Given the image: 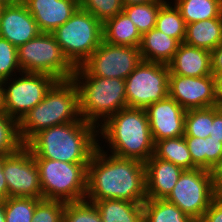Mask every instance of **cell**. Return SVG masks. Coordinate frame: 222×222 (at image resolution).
Listing matches in <instances>:
<instances>
[{"instance_id":"1","label":"cell","mask_w":222,"mask_h":222,"mask_svg":"<svg viewBox=\"0 0 222 222\" xmlns=\"http://www.w3.org/2000/svg\"><path fill=\"white\" fill-rule=\"evenodd\" d=\"M101 149L103 147L98 145L87 166L85 200L143 203L147 199L145 163L109 155Z\"/></svg>"},{"instance_id":"2","label":"cell","mask_w":222,"mask_h":222,"mask_svg":"<svg viewBox=\"0 0 222 222\" xmlns=\"http://www.w3.org/2000/svg\"><path fill=\"white\" fill-rule=\"evenodd\" d=\"M97 129L91 123L77 120L44 129L35 134L25 146L35 159L89 163L99 144Z\"/></svg>"},{"instance_id":"3","label":"cell","mask_w":222,"mask_h":222,"mask_svg":"<svg viewBox=\"0 0 222 222\" xmlns=\"http://www.w3.org/2000/svg\"><path fill=\"white\" fill-rule=\"evenodd\" d=\"M100 128L98 134L101 133L106 139L112 155L143 163L154 155L155 143L145 109L122 108L101 124Z\"/></svg>"},{"instance_id":"4","label":"cell","mask_w":222,"mask_h":222,"mask_svg":"<svg viewBox=\"0 0 222 222\" xmlns=\"http://www.w3.org/2000/svg\"><path fill=\"white\" fill-rule=\"evenodd\" d=\"M83 120L79 111L78 88L73 79L57 80L44 99L18 122L25 145L35 134L52 126Z\"/></svg>"},{"instance_id":"5","label":"cell","mask_w":222,"mask_h":222,"mask_svg":"<svg viewBox=\"0 0 222 222\" xmlns=\"http://www.w3.org/2000/svg\"><path fill=\"white\" fill-rule=\"evenodd\" d=\"M72 79L78 88L81 118L97 128L127 107L125 80L92 76L82 65L75 68Z\"/></svg>"},{"instance_id":"6","label":"cell","mask_w":222,"mask_h":222,"mask_svg":"<svg viewBox=\"0 0 222 222\" xmlns=\"http://www.w3.org/2000/svg\"><path fill=\"white\" fill-rule=\"evenodd\" d=\"M64 56L76 68L81 66L103 41V23L80 7L52 32Z\"/></svg>"},{"instance_id":"7","label":"cell","mask_w":222,"mask_h":222,"mask_svg":"<svg viewBox=\"0 0 222 222\" xmlns=\"http://www.w3.org/2000/svg\"><path fill=\"white\" fill-rule=\"evenodd\" d=\"M39 170L43 199L78 202L86 199L89 163L35 159Z\"/></svg>"},{"instance_id":"8","label":"cell","mask_w":222,"mask_h":222,"mask_svg":"<svg viewBox=\"0 0 222 222\" xmlns=\"http://www.w3.org/2000/svg\"><path fill=\"white\" fill-rule=\"evenodd\" d=\"M17 54L20 69L25 73H44L56 80H68L75 72L52 33L40 32L19 46Z\"/></svg>"},{"instance_id":"9","label":"cell","mask_w":222,"mask_h":222,"mask_svg":"<svg viewBox=\"0 0 222 222\" xmlns=\"http://www.w3.org/2000/svg\"><path fill=\"white\" fill-rule=\"evenodd\" d=\"M214 199L213 172L202 168L184 170L165 198L195 222L201 219Z\"/></svg>"},{"instance_id":"10","label":"cell","mask_w":222,"mask_h":222,"mask_svg":"<svg viewBox=\"0 0 222 222\" xmlns=\"http://www.w3.org/2000/svg\"><path fill=\"white\" fill-rule=\"evenodd\" d=\"M19 74L21 78L5 79L0 82L2 109L17 122L44 99L48 90L57 81L51 75L44 73L22 72Z\"/></svg>"},{"instance_id":"11","label":"cell","mask_w":222,"mask_h":222,"mask_svg":"<svg viewBox=\"0 0 222 222\" xmlns=\"http://www.w3.org/2000/svg\"><path fill=\"white\" fill-rule=\"evenodd\" d=\"M167 64L141 61L125 79L127 107L146 109L169 95Z\"/></svg>"},{"instance_id":"12","label":"cell","mask_w":222,"mask_h":222,"mask_svg":"<svg viewBox=\"0 0 222 222\" xmlns=\"http://www.w3.org/2000/svg\"><path fill=\"white\" fill-rule=\"evenodd\" d=\"M142 61L139 47L102 41L82 66L92 75L125 80Z\"/></svg>"},{"instance_id":"13","label":"cell","mask_w":222,"mask_h":222,"mask_svg":"<svg viewBox=\"0 0 222 222\" xmlns=\"http://www.w3.org/2000/svg\"><path fill=\"white\" fill-rule=\"evenodd\" d=\"M3 173L8 197L43 198L35 158L25 145L12 154L4 155Z\"/></svg>"},{"instance_id":"14","label":"cell","mask_w":222,"mask_h":222,"mask_svg":"<svg viewBox=\"0 0 222 222\" xmlns=\"http://www.w3.org/2000/svg\"><path fill=\"white\" fill-rule=\"evenodd\" d=\"M169 96L185 110L217 106L213 75L186 77L170 74Z\"/></svg>"},{"instance_id":"15","label":"cell","mask_w":222,"mask_h":222,"mask_svg":"<svg viewBox=\"0 0 222 222\" xmlns=\"http://www.w3.org/2000/svg\"><path fill=\"white\" fill-rule=\"evenodd\" d=\"M145 110L154 143L184 136L186 110L169 95Z\"/></svg>"},{"instance_id":"16","label":"cell","mask_w":222,"mask_h":222,"mask_svg":"<svg viewBox=\"0 0 222 222\" xmlns=\"http://www.w3.org/2000/svg\"><path fill=\"white\" fill-rule=\"evenodd\" d=\"M40 33L37 23L23 2L5 5L0 21V37L19 47Z\"/></svg>"},{"instance_id":"17","label":"cell","mask_w":222,"mask_h":222,"mask_svg":"<svg viewBox=\"0 0 222 222\" xmlns=\"http://www.w3.org/2000/svg\"><path fill=\"white\" fill-rule=\"evenodd\" d=\"M40 32L52 33L80 7L78 0H23Z\"/></svg>"},{"instance_id":"18","label":"cell","mask_w":222,"mask_h":222,"mask_svg":"<svg viewBox=\"0 0 222 222\" xmlns=\"http://www.w3.org/2000/svg\"><path fill=\"white\" fill-rule=\"evenodd\" d=\"M146 194L150 199H165L184 171L175 164L152 155L145 162Z\"/></svg>"},{"instance_id":"19","label":"cell","mask_w":222,"mask_h":222,"mask_svg":"<svg viewBox=\"0 0 222 222\" xmlns=\"http://www.w3.org/2000/svg\"><path fill=\"white\" fill-rule=\"evenodd\" d=\"M170 74L186 77L212 75L211 52L180 43L172 60L167 64Z\"/></svg>"},{"instance_id":"20","label":"cell","mask_w":222,"mask_h":222,"mask_svg":"<svg viewBox=\"0 0 222 222\" xmlns=\"http://www.w3.org/2000/svg\"><path fill=\"white\" fill-rule=\"evenodd\" d=\"M179 44L176 39L153 28L141 36L139 49L143 61L168 64Z\"/></svg>"},{"instance_id":"21","label":"cell","mask_w":222,"mask_h":222,"mask_svg":"<svg viewBox=\"0 0 222 222\" xmlns=\"http://www.w3.org/2000/svg\"><path fill=\"white\" fill-rule=\"evenodd\" d=\"M184 43L211 52L222 43V15L186 24Z\"/></svg>"},{"instance_id":"22","label":"cell","mask_w":222,"mask_h":222,"mask_svg":"<svg viewBox=\"0 0 222 222\" xmlns=\"http://www.w3.org/2000/svg\"><path fill=\"white\" fill-rule=\"evenodd\" d=\"M103 41L112 45L139 47L141 34L122 11L103 23Z\"/></svg>"},{"instance_id":"23","label":"cell","mask_w":222,"mask_h":222,"mask_svg":"<svg viewBox=\"0 0 222 222\" xmlns=\"http://www.w3.org/2000/svg\"><path fill=\"white\" fill-rule=\"evenodd\" d=\"M94 203L102 222H143V203L105 199Z\"/></svg>"},{"instance_id":"24","label":"cell","mask_w":222,"mask_h":222,"mask_svg":"<svg viewBox=\"0 0 222 222\" xmlns=\"http://www.w3.org/2000/svg\"><path fill=\"white\" fill-rule=\"evenodd\" d=\"M154 156L169 161L183 170L197 168L193 162L184 136L156 141Z\"/></svg>"},{"instance_id":"25","label":"cell","mask_w":222,"mask_h":222,"mask_svg":"<svg viewBox=\"0 0 222 222\" xmlns=\"http://www.w3.org/2000/svg\"><path fill=\"white\" fill-rule=\"evenodd\" d=\"M185 24L218 18L222 15V0H174Z\"/></svg>"},{"instance_id":"26","label":"cell","mask_w":222,"mask_h":222,"mask_svg":"<svg viewBox=\"0 0 222 222\" xmlns=\"http://www.w3.org/2000/svg\"><path fill=\"white\" fill-rule=\"evenodd\" d=\"M143 222H195L175 204L165 199L147 198L143 202Z\"/></svg>"},{"instance_id":"27","label":"cell","mask_w":222,"mask_h":222,"mask_svg":"<svg viewBox=\"0 0 222 222\" xmlns=\"http://www.w3.org/2000/svg\"><path fill=\"white\" fill-rule=\"evenodd\" d=\"M155 28L179 43H184L186 24L178 8L175 5L172 6L169 1L161 6Z\"/></svg>"},{"instance_id":"28","label":"cell","mask_w":222,"mask_h":222,"mask_svg":"<svg viewBox=\"0 0 222 222\" xmlns=\"http://www.w3.org/2000/svg\"><path fill=\"white\" fill-rule=\"evenodd\" d=\"M166 0L124 6L123 11L136 26L141 36L155 28L156 19L161 6Z\"/></svg>"},{"instance_id":"29","label":"cell","mask_w":222,"mask_h":222,"mask_svg":"<svg viewBox=\"0 0 222 222\" xmlns=\"http://www.w3.org/2000/svg\"><path fill=\"white\" fill-rule=\"evenodd\" d=\"M212 122L213 107L186 110L184 137H208Z\"/></svg>"},{"instance_id":"30","label":"cell","mask_w":222,"mask_h":222,"mask_svg":"<svg viewBox=\"0 0 222 222\" xmlns=\"http://www.w3.org/2000/svg\"><path fill=\"white\" fill-rule=\"evenodd\" d=\"M39 200L31 197H8L4 200L5 222H32Z\"/></svg>"},{"instance_id":"31","label":"cell","mask_w":222,"mask_h":222,"mask_svg":"<svg viewBox=\"0 0 222 222\" xmlns=\"http://www.w3.org/2000/svg\"><path fill=\"white\" fill-rule=\"evenodd\" d=\"M22 145L18 133V122L4 111L0 112V155L12 154Z\"/></svg>"},{"instance_id":"32","label":"cell","mask_w":222,"mask_h":222,"mask_svg":"<svg viewBox=\"0 0 222 222\" xmlns=\"http://www.w3.org/2000/svg\"><path fill=\"white\" fill-rule=\"evenodd\" d=\"M64 222H102L98 209L87 200L66 202Z\"/></svg>"},{"instance_id":"33","label":"cell","mask_w":222,"mask_h":222,"mask_svg":"<svg viewBox=\"0 0 222 222\" xmlns=\"http://www.w3.org/2000/svg\"><path fill=\"white\" fill-rule=\"evenodd\" d=\"M80 8L104 23L123 11L122 0H80Z\"/></svg>"},{"instance_id":"34","label":"cell","mask_w":222,"mask_h":222,"mask_svg":"<svg viewBox=\"0 0 222 222\" xmlns=\"http://www.w3.org/2000/svg\"><path fill=\"white\" fill-rule=\"evenodd\" d=\"M66 202L40 199L35 207L32 222H63Z\"/></svg>"},{"instance_id":"35","label":"cell","mask_w":222,"mask_h":222,"mask_svg":"<svg viewBox=\"0 0 222 222\" xmlns=\"http://www.w3.org/2000/svg\"><path fill=\"white\" fill-rule=\"evenodd\" d=\"M17 71L22 72L18 63L17 47L0 37V82L10 79Z\"/></svg>"},{"instance_id":"36","label":"cell","mask_w":222,"mask_h":222,"mask_svg":"<svg viewBox=\"0 0 222 222\" xmlns=\"http://www.w3.org/2000/svg\"><path fill=\"white\" fill-rule=\"evenodd\" d=\"M205 139V169L213 172L222 162V142L210 136L206 137Z\"/></svg>"},{"instance_id":"37","label":"cell","mask_w":222,"mask_h":222,"mask_svg":"<svg viewBox=\"0 0 222 222\" xmlns=\"http://www.w3.org/2000/svg\"><path fill=\"white\" fill-rule=\"evenodd\" d=\"M184 138L187 142L193 164L197 168L205 169L206 139L201 137Z\"/></svg>"},{"instance_id":"38","label":"cell","mask_w":222,"mask_h":222,"mask_svg":"<svg viewBox=\"0 0 222 222\" xmlns=\"http://www.w3.org/2000/svg\"><path fill=\"white\" fill-rule=\"evenodd\" d=\"M198 222H222V199H214Z\"/></svg>"},{"instance_id":"39","label":"cell","mask_w":222,"mask_h":222,"mask_svg":"<svg viewBox=\"0 0 222 222\" xmlns=\"http://www.w3.org/2000/svg\"><path fill=\"white\" fill-rule=\"evenodd\" d=\"M210 137L222 142V107H213V122Z\"/></svg>"},{"instance_id":"40","label":"cell","mask_w":222,"mask_h":222,"mask_svg":"<svg viewBox=\"0 0 222 222\" xmlns=\"http://www.w3.org/2000/svg\"><path fill=\"white\" fill-rule=\"evenodd\" d=\"M212 75L222 74V43L211 51Z\"/></svg>"},{"instance_id":"41","label":"cell","mask_w":222,"mask_h":222,"mask_svg":"<svg viewBox=\"0 0 222 222\" xmlns=\"http://www.w3.org/2000/svg\"><path fill=\"white\" fill-rule=\"evenodd\" d=\"M215 199H222V162L213 171Z\"/></svg>"},{"instance_id":"42","label":"cell","mask_w":222,"mask_h":222,"mask_svg":"<svg viewBox=\"0 0 222 222\" xmlns=\"http://www.w3.org/2000/svg\"><path fill=\"white\" fill-rule=\"evenodd\" d=\"M4 155H0V198L5 200L8 198V186L3 173Z\"/></svg>"},{"instance_id":"43","label":"cell","mask_w":222,"mask_h":222,"mask_svg":"<svg viewBox=\"0 0 222 222\" xmlns=\"http://www.w3.org/2000/svg\"><path fill=\"white\" fill-rule=\"evenodd\" d=\"M213 77L215 81V97L217 106L222 107V74H217Z\"/></svg>"},{"instance_id":"44","label":"cell","mask_w":222,"mask_h":222,"mask_svg":"<svg viewBox=\"0 0 222 222\" xmlns=\"http://www.w3.org/2000/svg\"><path fill=\"white\" fill-rule=\"evenodd\" d=\"M157 0H122L124 6L134 5V4H144L150 3Z\"/></svg>"},{"instance_id":"45","label":"cell","mask_w":222,"mask_h":222,"mask_svg":"<svg viewBox=\"0 0 222 222\" xmlns=\"http://www.w3.org/2000/svg\"><path fill=\"white\" fill-rule=\"evenodd\" d=\"M5 209H4V200L0 203V222H5Z\"/></svg>"},{"instance_id":"46","label":"cell","mask_w":222,"mask_h":222,"mask_svg":"<svg viewBox=\"0 0 222 222\" xmlns=\"http://www.w3.org/2000/svg\"><path fill=\"white\" fill-rule=\"evenodd\" d=\"M23 2V0H0V3L4 4V5H13V4H17Z\"/></svg>"},{"instance_id":"47","label":"cell","mask_w":222,"mask_h":222,"mask_svg":"<svg viewBox=\"0 0 222 222\" xmlns=\"http://www.w3.org/2000/svg\"><path fill=\"white\" fill-rule=\"evenodd\" d=\"M1 84H0V112H2L3 111V109H2V90H1Z\"/></svg>"},{"instance_id":"48","label":"cell","mask_w":222,"mask_h":222,"mask_svg":"<svg viewBox=\"0 0 222 222\" xmlns=\"http://www.w3.org/2000/svg\"><path fill=\"white\" fill-rule=\"evenodd\" d=\"M5 5L0 3V21H1V16H2V12L4 10Z\"/></svg>"}]
</instances>
